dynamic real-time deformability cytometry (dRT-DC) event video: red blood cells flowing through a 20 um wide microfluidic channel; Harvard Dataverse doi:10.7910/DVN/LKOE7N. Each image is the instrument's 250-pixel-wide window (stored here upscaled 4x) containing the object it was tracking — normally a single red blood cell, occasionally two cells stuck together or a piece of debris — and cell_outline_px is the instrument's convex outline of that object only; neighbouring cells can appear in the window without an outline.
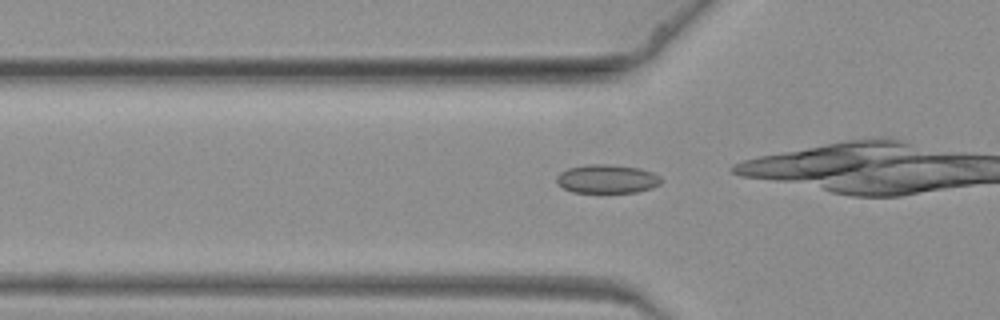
{"species": "common noctule bat (a hibernating species)", "species_latin": "Nyctalus noctula", "temperature_condition": "warm", "stored_images_in_passage": 24, "camera_frame_rate_fps": 3000, "um_per_image_px": 0.085, "animal": {"sex": "female", "body_mass_g": 19.3, "forearm_length_mm": 54.1}, "frame": {"image": 1, "passage_image": 17, "time_ms": 5.333, "image_size_px": [1000, 320], "cell_outline_px": [[664, 180], [660, 184], [652, 188], [636, 192], [572, 192], [556, 184], [556, 176], [560, 172], [568, 168], [584, 164], [608, 164], [640, 168], [652, 172], [660, 176]], "centroid_in_image_um": [51.59, 15.2], "position_along_channel_um": 74.2, "area_um2": 17.69}}
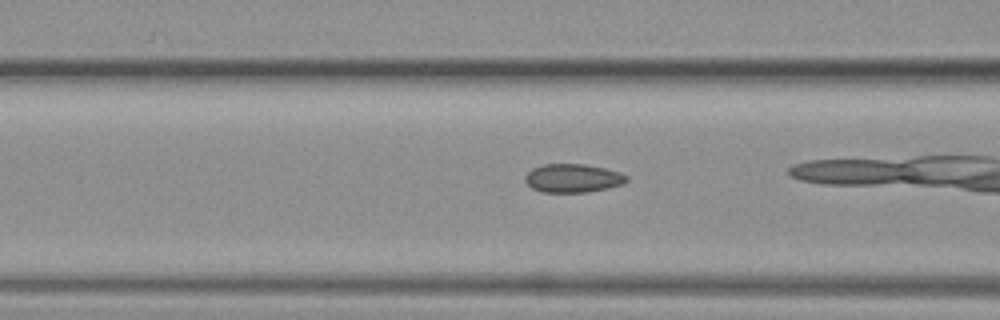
{"frame": {"image": 2, "passage_image": 21, "time_ms": 6.667, "image_size_px": [1000, 320], "cell_outline_px": [[628, 180], [624, 184], [608, 188], [588, 192], [540, 192], [532, 188], [524, 180], [524, 176], [532, 168], [544, 164], [584, 164], [604, 168], [620, 172], [628, 176]], "centroid_in_image_um": [48.69, 15.15], "position_along_channel_um": 117.9, "area_um2": 16.99}}